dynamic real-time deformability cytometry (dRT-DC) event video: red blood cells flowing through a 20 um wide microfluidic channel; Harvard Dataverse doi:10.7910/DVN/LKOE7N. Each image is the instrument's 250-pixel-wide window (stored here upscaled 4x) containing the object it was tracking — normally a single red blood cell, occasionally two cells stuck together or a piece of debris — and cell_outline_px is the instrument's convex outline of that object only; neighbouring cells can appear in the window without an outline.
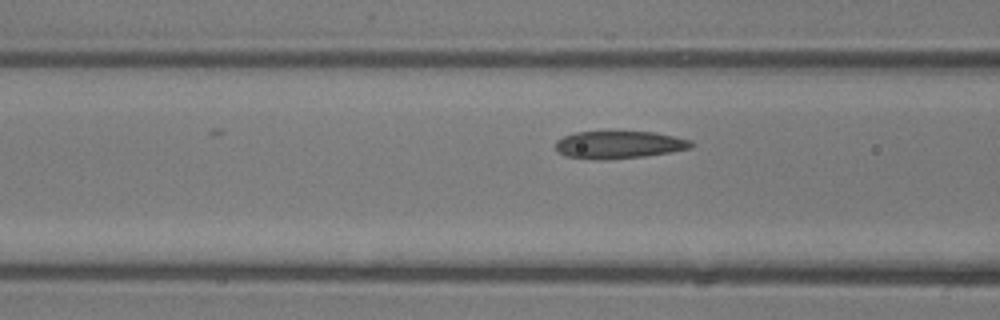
{"species": "common noctule bat (a hibernating species)", "species_latin": "Nyctalus noctula", "temperature_condition": "room temperature", "stored_images_in_passage": 5, "camera_frame_rate_fps": 3000, "um_per_image_px": 0.085, "animal": {"sex": "male", "body_mass_g": 13.3}, "frame": {"image": 1, "passage_image": 5, "time_ms": 1.333, "image_size_px": [1000, 320], "cell_outline_px": [[696, 144], [692, 148], [672, 152], [644, 156], [608, 160], [596, 160], [564, 156], [556, 152], [556, 140], [564, 136], [576, 132], [656, 132], [692, 140]], "centroid_in_image_um": [52.64, 12.31], "position_along_channel_um": 114.0, "area_um2": 22.08}}